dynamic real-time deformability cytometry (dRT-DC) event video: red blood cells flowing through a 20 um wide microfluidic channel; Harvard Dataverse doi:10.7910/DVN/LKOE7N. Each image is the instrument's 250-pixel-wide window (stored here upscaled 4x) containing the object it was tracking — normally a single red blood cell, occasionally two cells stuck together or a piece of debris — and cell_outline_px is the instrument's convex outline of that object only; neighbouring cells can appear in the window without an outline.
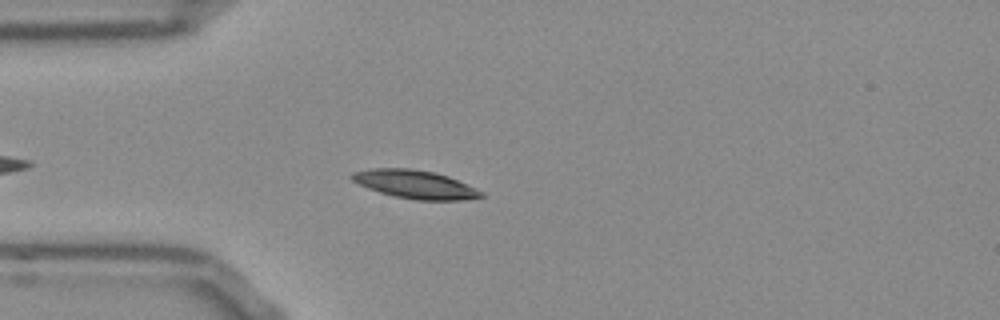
{"species": "Egyptian fruit bat (a non-hibernating species)", "species_latin": "Rousettus aegyptiacus", "temperature_condition": "room temperature", "stored_images_in_passage": 42, "camera_frame_rate_fps": 3000, "um_per_image_px": 0.085, "frame": {"image": 1, "passage_image": 6, "time_ms": 1.667, "image_size_px": [1000, 320], "cell_outline_px": [[484, 196], [460, 200], [416, 200], [396, 196], [380, 192], [368, 188], [352, 180], [348, 176], [352, 172], [372, 168], [412, 168], [432, 172], [448, 176], [476, 188], [484, 192]], "centroid_in_image_um": [35.27, 15.66], "position_along_channel_um": 49.7, "area_um2": 21.21}}
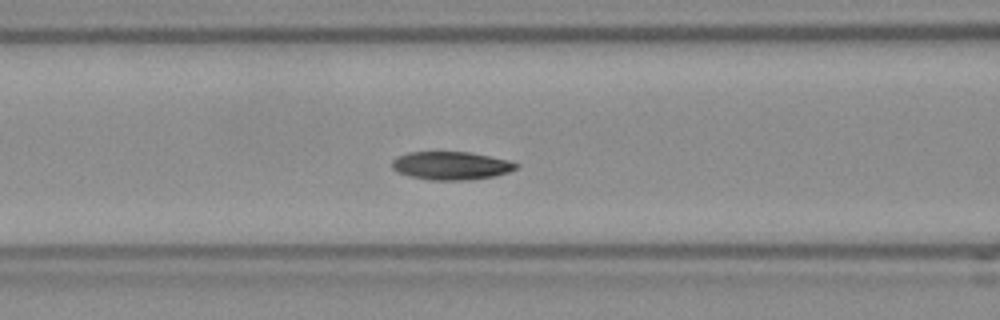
{"frame": {"image": 2, "passage_image": 13, "time_ms": 4.0, "image_size_px": [1000, 320], "cell_outline_px": [[520, 164], [516, 168], [508, 172], [496, 176], [464, 180], [428, 180], [408, 176], [396, 172], [392, 168], [392, 160], [396, 156], [408, 152], [472, 152], [508, 160]], "centroid_in_image_um": [38.31, 14.08], "position_along_channel_um": 128.3, "area_um2": 20.58}}
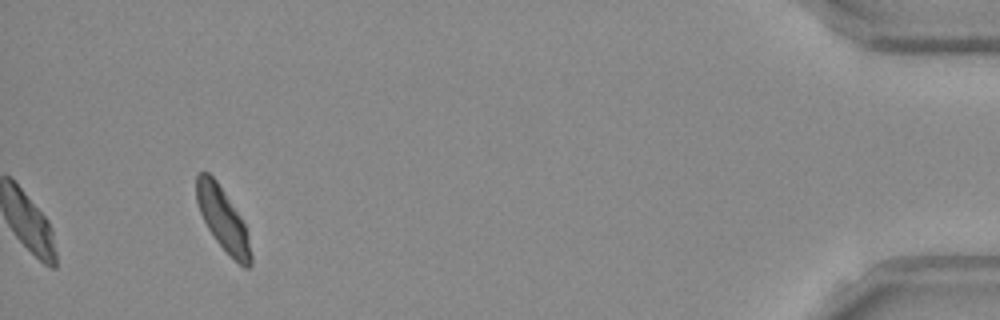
{"frame": {"image": 3, "passage_image": 42, "time_ms": 13.667, "image_size_px": [1000, 320], "cell_outline_px": [[252, 264], [248, 268], [244, 268], [216, 240], [208, 228], [200, 212], [196, 200], [196, 176], [200, 172], [208, 172], [216, 180], [240, 216], [244, 224], [252, 256]], "centroid_in_image_um": [18.93, 18.6], "position_along_channel_um": 416.3, "area_um2": 19.31}, "authors_computed_cell_mechanics": {"area_um2": 19.9121, "velocity_mm_per_s": 3.7616, "shape_relaxation_time_tau1_ms": 2.1826, "shape_relaxation_time_tau2_ms": 1.8442, "deformation_change_tau1": 0.1241, "deformation_change_tau2": 0.0575}}